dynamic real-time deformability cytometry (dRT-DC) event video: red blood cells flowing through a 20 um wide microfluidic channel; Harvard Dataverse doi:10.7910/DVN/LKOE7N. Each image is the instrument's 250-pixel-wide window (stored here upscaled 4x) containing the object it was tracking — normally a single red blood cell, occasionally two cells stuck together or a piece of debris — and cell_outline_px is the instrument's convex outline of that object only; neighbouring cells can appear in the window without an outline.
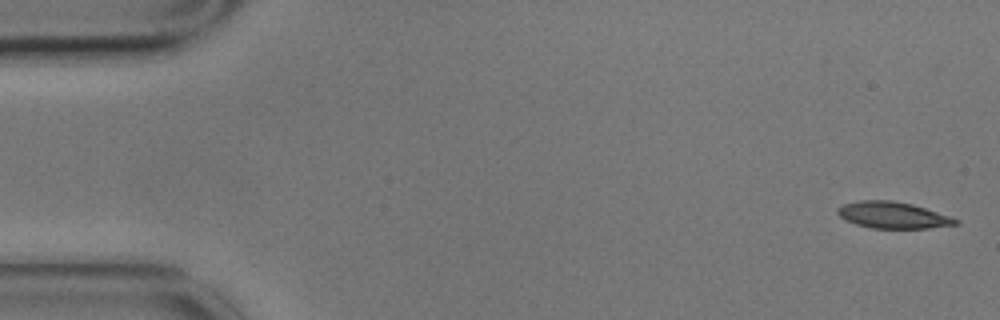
{"species": "common noctule bat (a hibernating species)", "species_latin": "Nyctalus noctula", "temperature_condition": "cold", "stored_images_in_passage": 5, "camera_frame_rate_fps": 3000, "um_per_image_px": 0.085, "animal": {"sex": "male", "body_mass_g": 17.9}, "frame": {"image": 1, "passage_image": 1, "time_ms": 0.0, "image_size_px": [1000, 320], "cell_outline_px": [[960, 224], [928, 228], [872, 228], [856, 224], [844, 220], [836, 212], [836, 208], [844, 204], [860, 200], [892, 200], [912, 204], [960, 220]], "centroid_in_image_um": [75.86, 18.28], "position_along_channel_um": 9.1, "area_um2": 18.15}}
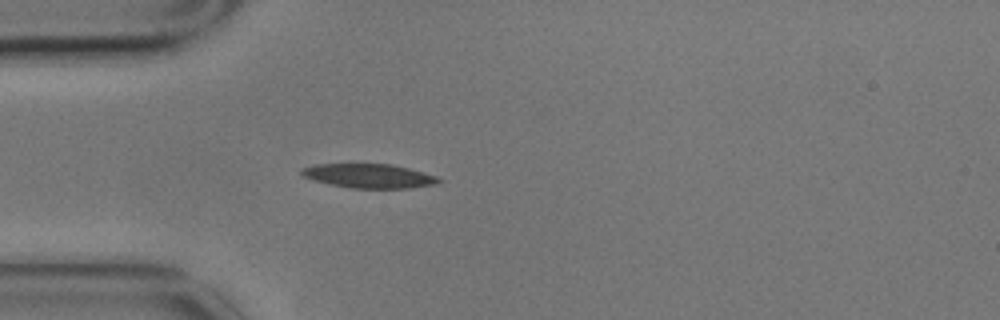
{"frame": {"image": 2, "passage_image": 5, "time_ms": 1.333, "image_size_px": [1000, 320], "cell_outline_px": [[444, 180], [436, 184], [412, 188], [348, 188], [328, 184], [312, 180], [304, 176], [300, 172], [300, 168], [316, 164], [392, 164], [408, 168], [436, 176]], "centroid_in_image_um": [31.35, 14.96], "position_along_channel_um": 53.7, "area_um2": 19.42}}